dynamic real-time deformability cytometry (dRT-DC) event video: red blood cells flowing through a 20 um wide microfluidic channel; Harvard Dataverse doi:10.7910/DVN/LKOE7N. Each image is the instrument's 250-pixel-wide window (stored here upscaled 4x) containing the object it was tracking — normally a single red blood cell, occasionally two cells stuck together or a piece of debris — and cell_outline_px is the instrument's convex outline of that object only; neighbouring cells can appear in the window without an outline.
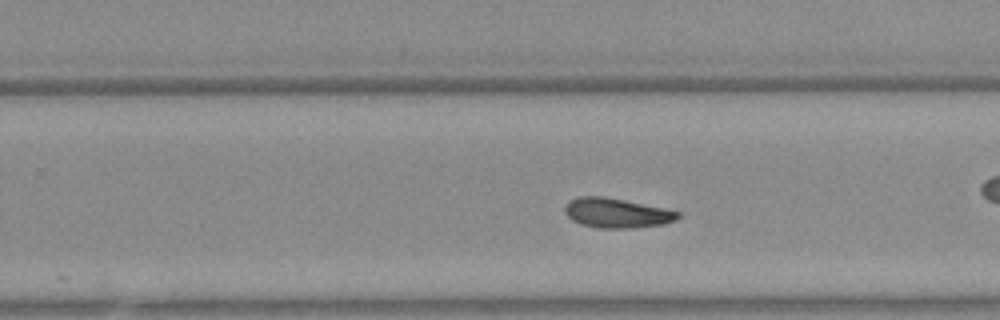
{"species": "Egyptian fruit bat (a non-hibernating species)", "species_latin": "Rousettus aegyptiacus", "temperature_condition": "warm", "stored_images_in_passage": 46, "camera_frame_rate_fps": 3000, "um_per_image_px": 0.085, "animal": {"sex": "female"}, "frame": {"image": 1, "passage_image": 27, "time_ms": 8.667, "image_size_px": [1000, 320], "cell_outline_px": [[680, 216], [676, 220], [664, 224], [636, 228], [596, 228], [580, 224], [572, 220], [564, 212], [564, 204], [568, 200], [576, 196], [604, 196], [664, 208], [680, 212]], "centroid_in_image_um": [52.37, 18.1], "position_along_channel_um": 277.4, "area_um2": 19.83}}